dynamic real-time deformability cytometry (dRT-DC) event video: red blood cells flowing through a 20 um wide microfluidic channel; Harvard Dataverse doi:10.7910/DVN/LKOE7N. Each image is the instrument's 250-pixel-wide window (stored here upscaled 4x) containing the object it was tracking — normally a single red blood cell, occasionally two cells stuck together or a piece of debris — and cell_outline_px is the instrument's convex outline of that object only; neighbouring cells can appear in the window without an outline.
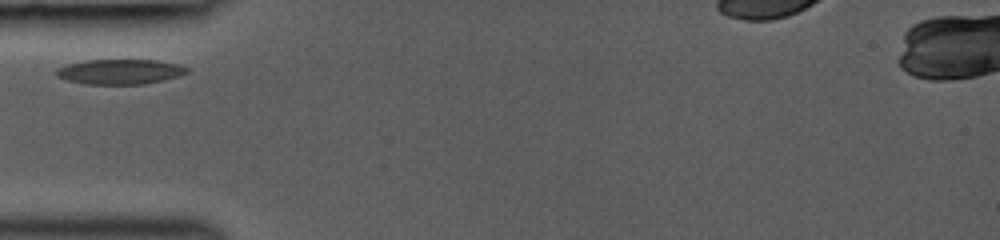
{"species": "common noctule bat (a hibernating species)", "species_latin": "Nyctalus noctula", "temperature_condition": "room temperature", "stored_images_in_passage": 3, "camera_frame_rate_fps": 3000, "um_per_image_px": 0.085, "animal": {"sex": "female", "body_mass_g": 19.0, "forearm_length_mm": 53.3}, "frame": {"image": 1, "passage_image": 1, "time_ms": 0.0, "image_size_px": [1000, 240], "cell_outline_px": [[188, 72], [180, 76], [164, 80], [144, 84], [88, 84], [68, 80], [56, 76], [56, 68], [68, 64], [84, 60], [156, 60], [176, 64], [188, 68]], "centroid_in_image_um": [10.2, 6.09], "position_along_channel_um": 74.8, "area_um2": 18.96}}
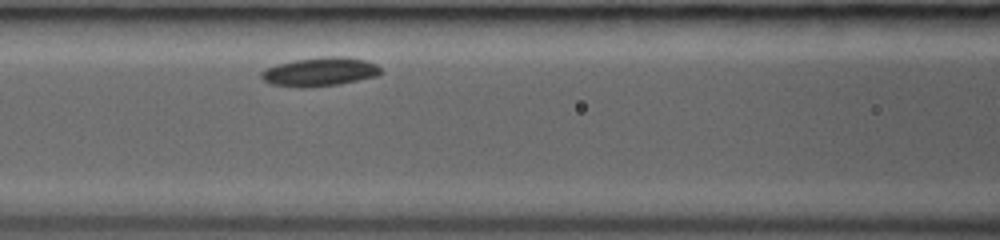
{"frame": {"image": 2, "passage_image": 3, "time_ms": 1.667, "image_size_px": [1000, 240], "cell_outline_px": [[384, 72], [380, 76], [336, 84], [304, 88], [300, 88], [272, 84], [264, 80], [260, 76], [260, 72], [276, 64], [296, 60], [328, 56], [340, 56], [364, 60], [376, 64]], "centroid_in_image_um": [27.22, 6.1], "position_along_channel_um": 139.4, "area_um2": 19.94}}